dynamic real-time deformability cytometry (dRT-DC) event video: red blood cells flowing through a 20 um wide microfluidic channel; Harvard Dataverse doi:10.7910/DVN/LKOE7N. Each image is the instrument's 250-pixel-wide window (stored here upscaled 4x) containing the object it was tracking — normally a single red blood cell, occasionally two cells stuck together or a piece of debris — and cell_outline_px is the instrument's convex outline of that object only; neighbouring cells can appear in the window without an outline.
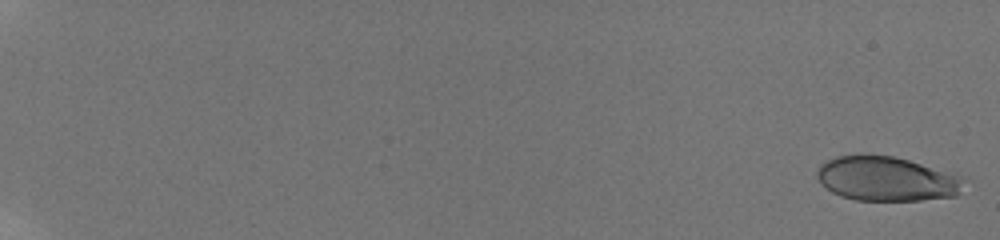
{"species": "human", "species_latin": "Homo sapiens", "temperature_condition": "room temperature", "stored_images_in_passage": 35, "camera_frame_rate_fps": 3000, "um_per_image_px": 0.085, "donor": {"sex": "male"}, "frame": {"image": 1, "passage_image": 1, "time_ms": 0.0, "image_size_px": [1000, 240], "cell_outline_px": [[968, 180], [960, 192], [956, 196], [920, 200], [856, 200], [840, 196], [832, 192], [816, 176], [816, 172], [820, 164], [824, 160], [836, 156], [860, 152], [868, 152], [892, 156], [956, 172], [968, 176]], "centroid_in_image_um": [75.42, 15.15], "position_along_channel_um": 9.6, "area_um2": 39.36}}
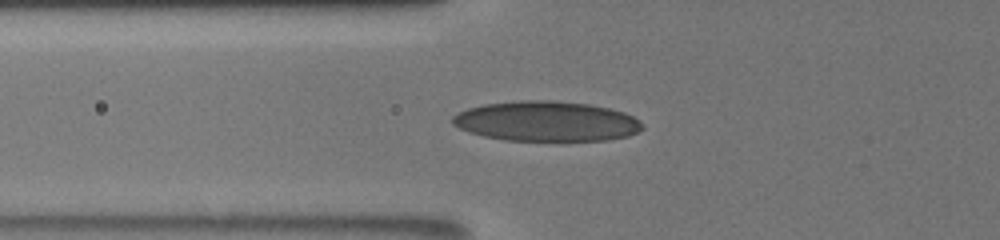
{"frame": {"image": 2, "passage_image": 27, "time_ms": 8.0, "image_size_px": [1000, 240], "cell_outline_px": [[644, 128], [628, 136], [608, 140], [504, 140], [484, 136], [468, 132], [452, 124], [452, 116], [468, 108], [484, 104], [520, 100], [552, 100], [588, 104], [608, 108], [624, 112], [640, 120], [644, 124]], "centroid_in_image_um": [46.45, 10.3], "position_along_channel_um": 79.3, "area_um2": 44.27}}
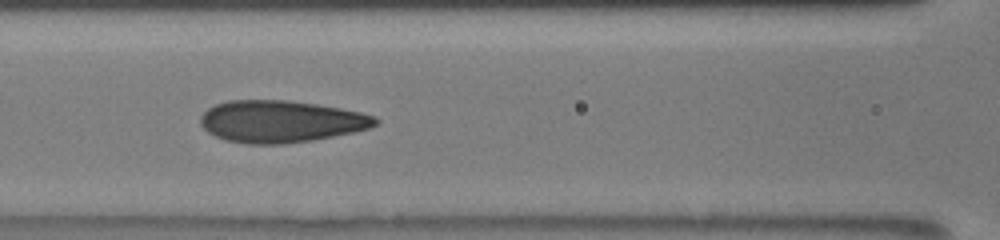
{"frame": {"image": 3, "passage_image": 31, "time_ms": 9.667, "image_size_px": [1000, 240], "cell_outline_px": [[380, 120], [376, 124], [368, 128], [352, 132], [312, 140], [284, 144], [248, 144], [224, 140], [208, 132], [200, 124], [200, 116], [208, 108], [216, 104], [228, 100], [288, 100], [316, 104], [340, 108], [360, 112], [376, 116]], "centroid_in_image_um": [23.85, 10.32], "position_along_channel_um": 142.8, "area_um2": 42.77}}